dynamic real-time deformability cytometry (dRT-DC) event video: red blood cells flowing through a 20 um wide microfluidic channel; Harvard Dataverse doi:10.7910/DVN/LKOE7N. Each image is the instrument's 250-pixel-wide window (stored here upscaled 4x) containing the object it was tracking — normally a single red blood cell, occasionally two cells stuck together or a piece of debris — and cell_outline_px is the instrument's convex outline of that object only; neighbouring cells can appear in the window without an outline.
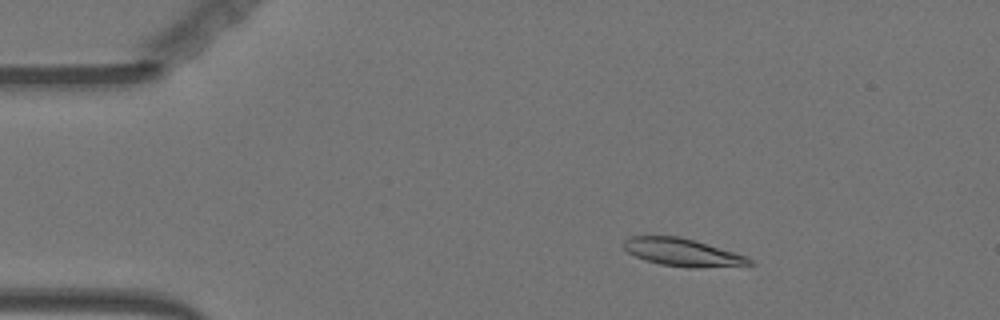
{"species": "Egyptian fruit bat (a non-hibernating species)", "species_latin": "Rousettus aegyptiacus", "temperature_condition": "warm", "stored_images_in_passage": 56, "camera_frame_rate_fps": 3000, "um_per_image_px": 0.085, "animal": {"sex": "female"}, "frame": {"image": 1, "passage_image": 9, "time_ms": 2.667, "image_size_px": [1000, 320], "cell_outline_px": [[756, 264], [696, 268], [688, 268], [660, 264], [644, 260], [628, 252], [620, 244], [628, 236], [676, 236], [692, 240], [732, 252], [744, 256], [752, 260]], "centroid_in_image_um": [57.92, 21.45], "position_along_channel_um": 27.1, "area_um2": 20.0}}
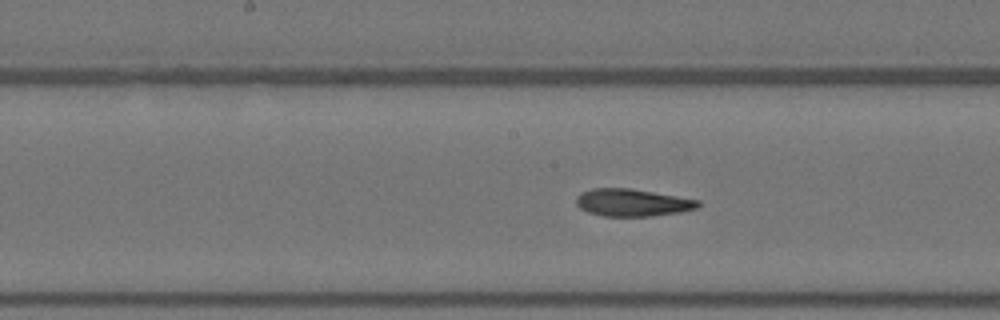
{"frame": {"image": 2, "passage_image": 28, "time_ms": 9.0, "image_size_px": [1000, 320], "cell_outline_px": [[700, 208], [680, 212], [652, 216], [604, 216], [588, 212], [580, 208], [576, 204], [576, 196], [580, 192], [592, 188], [628, 188], [700, 200]], "centroid_in_image_um": [53.74, 17.22], "position_along_channel_um": 194.5, "area_um2": 19.48}}
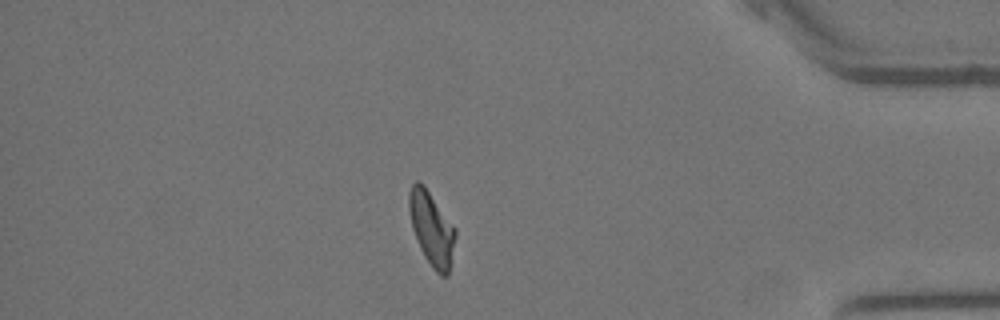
{"frame": {"image": 3, "passage_image": 48, "time_ms": 15.667, "image_size_px": [1000, 320], "cell_outline_px": [[456, 236], [448, 276], [440, 276], [432, 268], [424, 256], [420, 248], [412, 228], [408, 208], [408, 192], [412, 184], [416, 180], [420, 180], [424, 184], [456, 228]], "centroid_in_image_um": [36.68, 19.4], "position_along_channel_um": 398.5, "area_um2": 20.17}, "authors_computed_cell_mechanics": {"area_um2": 19.9699, "velocity_mm_per_s": 3.609, "shape_relaxation_time_tau1_ms": null, "shape_relaxation_time_tau2_ms": 2.3338, "deformation_change_tau1": null, "deformation_change_tau2": 0.0994}}